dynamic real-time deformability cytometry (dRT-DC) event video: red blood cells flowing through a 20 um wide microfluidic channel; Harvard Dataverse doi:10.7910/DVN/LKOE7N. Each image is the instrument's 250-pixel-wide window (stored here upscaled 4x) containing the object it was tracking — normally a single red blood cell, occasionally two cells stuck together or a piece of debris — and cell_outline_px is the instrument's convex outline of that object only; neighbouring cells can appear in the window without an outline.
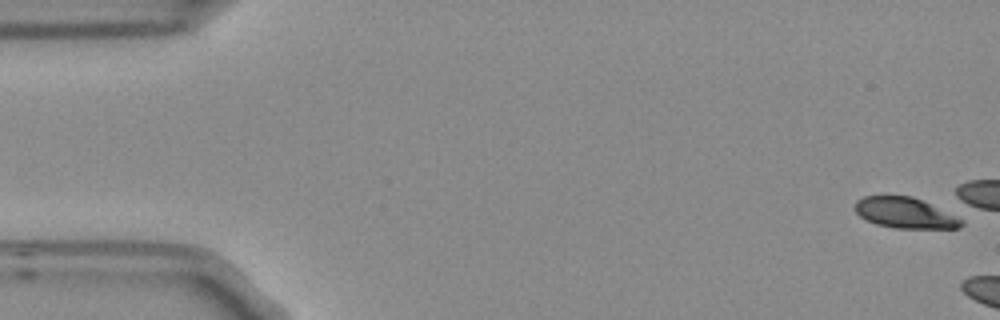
{"species": "Egyptian fruit bat (a non-hibernating species)", "species_latin": "Rousettus aegyptiacus", "temperature_condition": "room temperature", "stored_images_in_passage": 3, "camera_frame_rate_fps": 3000, "um_per_image_px": 0.085, "frame": {"image": 1, "passage_image": 1, "time_ms": 0.0, "image_size_px": [1000, 320], "cell_outline_px": [[964, 224], [960, 228], [896, 228], [876, 224], [860, 216], [856, 212], [856, 200], [864, 196], [912, 196], [964, 216]], "centroid_in_image_um": [77.06, 18.1], "position_along_channel_um": 7.9, "area_um2": 19.42}}